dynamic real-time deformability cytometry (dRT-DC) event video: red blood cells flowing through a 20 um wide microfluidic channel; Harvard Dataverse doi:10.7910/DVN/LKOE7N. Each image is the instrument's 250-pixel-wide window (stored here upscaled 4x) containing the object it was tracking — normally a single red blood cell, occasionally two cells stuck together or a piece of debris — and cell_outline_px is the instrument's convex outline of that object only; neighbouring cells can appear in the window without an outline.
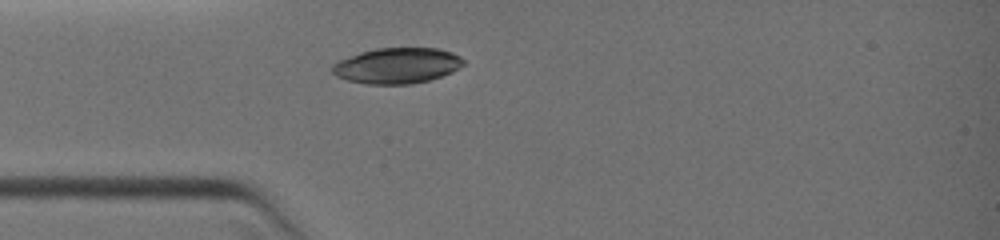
{"species": "common noctule bat (a hibernating species)", "species_latin": "Nyctalus noctula", "temperature_condition": "warm", "stored_images_in_passage": 1, "camera_frame_rate_fps": 3000, "um_per_image_px": 0.085, "animal": {"sex": "female", "body_mass_g": 19.0, "forearm_length_mm": 51.5}, "frame": {"image": 1, "passage_image": 1, "time_ms": 0.0, "image_size_px": [1000, 240], "cell_outline_px": [[464, 64], [452, 72], [428, 80], [412, 84], [364, 84], [348, 80], [336, 76], [332, 72], [332, 64], [340, 60], [360, 52], [376, 48], [436, 48], [452, 52], [460, 56], [464, 60]], "centroid_in_image_um": [33.75, 5.58], "position_along_channel_um": 51.3, "area_um2": 27.22}}